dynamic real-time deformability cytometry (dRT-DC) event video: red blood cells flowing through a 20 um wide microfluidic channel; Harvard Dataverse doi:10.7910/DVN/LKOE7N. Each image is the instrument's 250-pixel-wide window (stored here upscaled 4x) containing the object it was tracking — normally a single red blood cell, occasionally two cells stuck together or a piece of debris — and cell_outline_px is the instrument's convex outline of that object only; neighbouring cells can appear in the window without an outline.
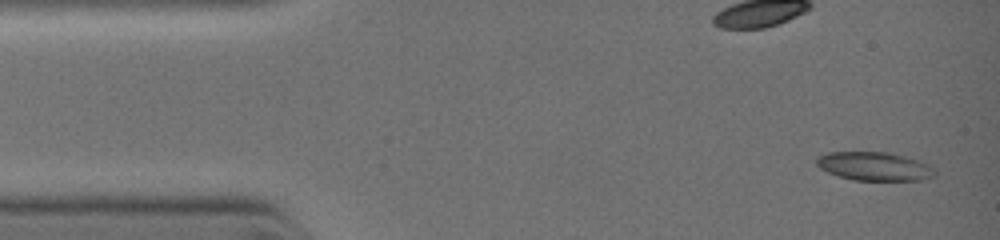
{"species": "common noctule bat (a hibernating species)", "species_latin": "Nyctalus noctula", "temperature_condition": "warm", "stored_images_in_passage": 9, "camera_frame_rate_fps": 3000, "um_per_image_px": 0.085, "animal": {"sex": "female", "body_mass_g": 19.0, "forearm_length_mm": 51.5}, "frame": {"image": 1, "passage_image": 1, "time_ms": 0.0, "image_size_px": [1000, 240], "cell_outline_px": [[936, 176], [924, 180], [852, 180], [828, 172], [820, 168], [816, 164], [816, 156], [828, 152], [888, 152], [920, 160], [936, 168]], "centroid_in_image_um": [74.36, 14.13], "position_along_channel_um": 10.6, "area_um2": 19.94}}
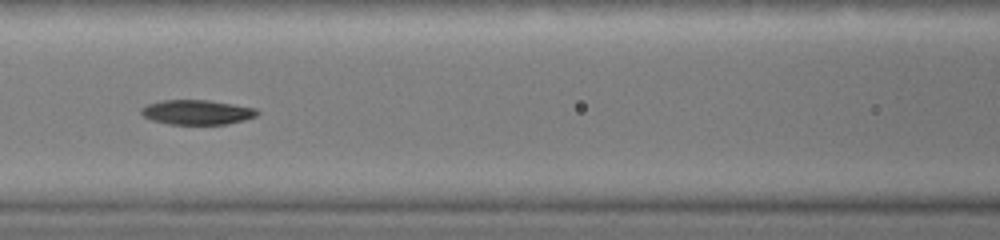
{"frame": {"image": 2, "passage_image": 7, "time_ms": 4.333, "image_size_px": [1000, 240], "cell_outline_px": [[260, 112], [256, 116], [244, 120], [228, 124], [168, 124], [152, 120], [144, 116], [140, 112], [140, 108], [148, 104], [164, 100], [208, 100], [256, 108]], "centroid_in_image_um": [16.75, 9.54], "position_along_channel_um": 149.9, "area_um2": 16.65}}
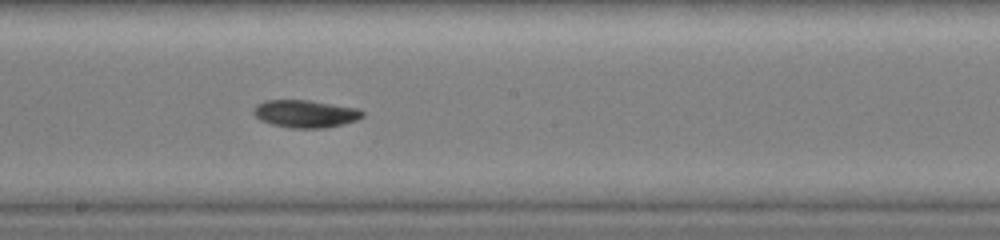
{"frame": {"image": 3, "passage_image": 9, "time_ms": 5.667, "image_size_px": [1000, 240], "cell_outline_px": [[364, 116], [356, 120], [344, 124], [324, 128], [292, 128], [272, 124], [260, 120], [252, 112], [256, 104], [264, 100], [308, 100], [360, 108], [364, 112]], "centroid_in_image_um": [25.97, 9.66], "position_along_channel_um": 222.2, "area_um2": 17.63}}